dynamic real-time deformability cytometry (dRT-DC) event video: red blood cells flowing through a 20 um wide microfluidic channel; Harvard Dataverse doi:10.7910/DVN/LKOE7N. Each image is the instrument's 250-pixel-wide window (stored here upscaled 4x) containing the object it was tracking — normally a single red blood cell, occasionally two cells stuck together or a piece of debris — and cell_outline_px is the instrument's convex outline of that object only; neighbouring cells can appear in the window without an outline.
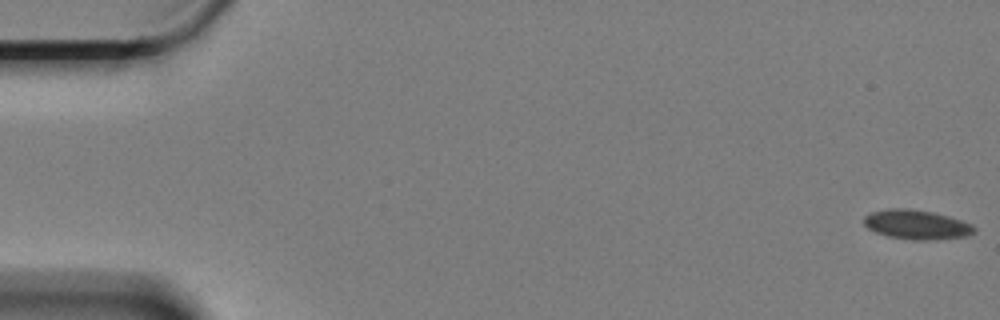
{"species": "Egyptian fruit bat (a non-hibernating species)", "species_latin": "Rousettus aegyptiacus", "temperature_condition": "cold", "stored_images_in_passage": 61, "camera_frame_rate_fps": 3000, "um_per_image_px": 0.085, "animal": {"sex": "female"}, "frame": {"image": 1, "passage_image": 1, "time_ms": 0.0, "image_size_px": [1000, 320], "cell_outline_px": [[976, 232], [968, 236], [936, 240], [916, 240], [888, 236], [876, 232], [868, 228], [864, 224], [864, 216], [872, 212], [888, 208], [908, 208], [932, 212], [948, 216], [972, 224], [976, 228]], "centroid_in_image_um": [77.94, 19.09], "position_along_channel_um": 7.1, "area_um2": 18.96}}
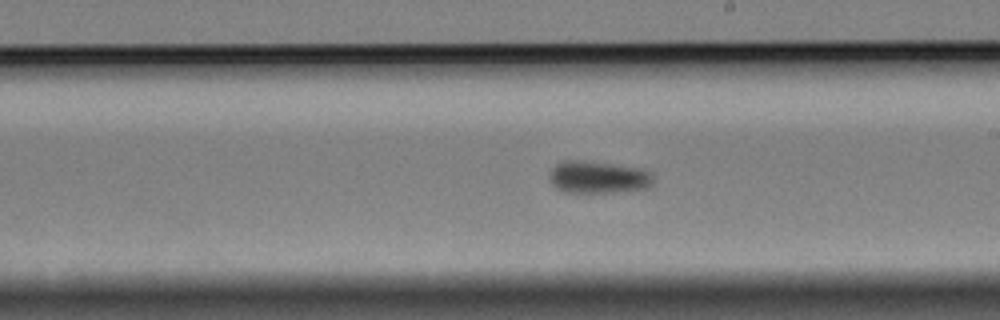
{"frame": {"image": 2, "passage_image": 35, "time_ms": 11.333, "image_size_px": [1000, 320], "cell_outline_px": [[652, 184], [648, 188], [624, 192], [564, 192], [556, 188], [548, 180], [548, 176], [552, 168], [556, 164], [564, 160], [584, 160], [644, 168], [652, 172]], "centroid_in_image_um": [50.85, 15.05], "position_along_channel_um": 238.1, "area_um2": 20.0}}
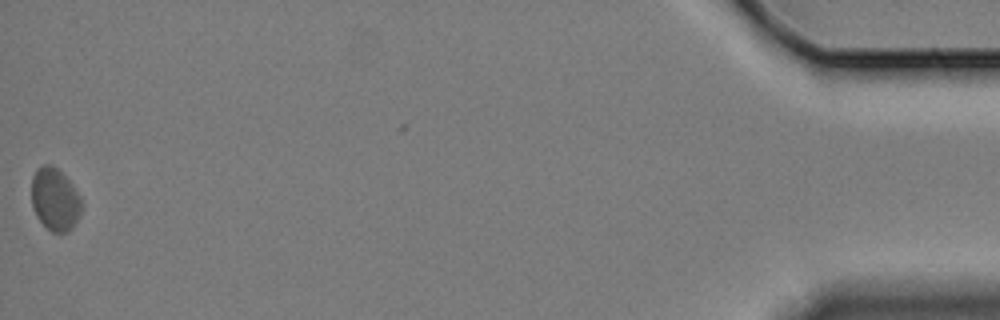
{"frame": {"image": 3, "passage_image": 61, "time_ms": 20.0, "image_size_px": [1000, 320], "cell_outline_px": [[84, 204], [80, 216], [72, 228], [68, 232], [52, 232], [36, 216], [32, 204], [32, 176], [36, 168], [44, 164], [52, 164], [68, 180], [80, 196]], "centroid_in_image_um": [4.69, 16.95], "position_along_channel_um": 430.5, "area_um2": 18.32}}